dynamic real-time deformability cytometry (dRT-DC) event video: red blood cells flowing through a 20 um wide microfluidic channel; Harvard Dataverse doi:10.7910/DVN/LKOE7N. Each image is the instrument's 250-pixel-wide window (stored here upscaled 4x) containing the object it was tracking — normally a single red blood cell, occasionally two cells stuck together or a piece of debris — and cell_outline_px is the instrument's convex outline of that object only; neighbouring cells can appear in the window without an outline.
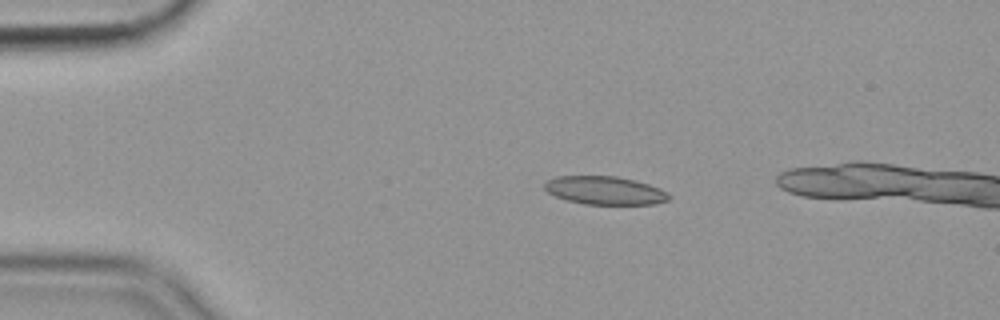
{"species": "common noctule bat (a hibernating species)", "species_latin": "Nyctalus noctula", "temperature_condition": "cold", "stored_images_in_passage": 15, "camera_frame_rate_fps": 3000, "um_per_image_px": 0.085, "animal": {"sex": "female", "body_mass_g": 19.9}, "frame": {"image": 1, "passage_image": 11, "time_ms": 3.333, "image_size_px": [1000, 320], "cell_outline_px": [[668, 200], [656, 204], [584, 204], [568, 200], [556, 196], [548, 192], [544, 188], [544, 184], [548, 180], [556, 176], [616, 176], [648, 184], [660, 188], [668, 192]], "centroid_in_image_um": [51.41, 16.19], "position_along_channel_um": 33.6, "area_um2": 20.29}}